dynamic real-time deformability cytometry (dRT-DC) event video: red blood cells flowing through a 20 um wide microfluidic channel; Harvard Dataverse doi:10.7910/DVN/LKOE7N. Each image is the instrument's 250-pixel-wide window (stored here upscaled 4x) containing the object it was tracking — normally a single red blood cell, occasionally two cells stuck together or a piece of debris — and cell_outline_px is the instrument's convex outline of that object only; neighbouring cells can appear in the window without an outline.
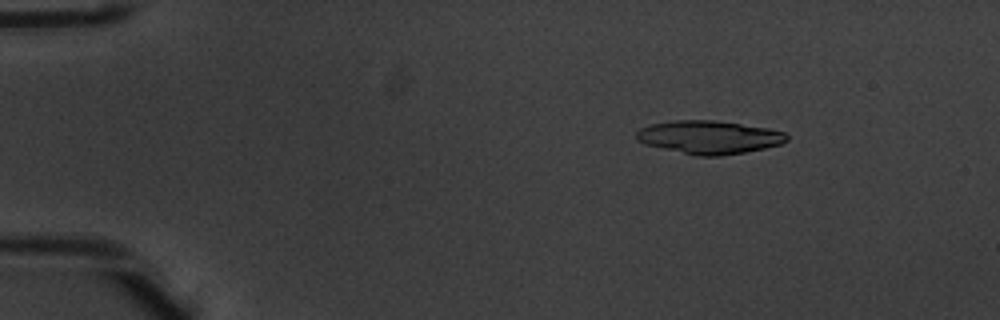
{"species": "common noctule bat (a hibernating species)", "species_latin": "Nyctalus noctula", "temperature_condition": "warm", "stored_images_in_passage": 6, "camera_frame_rate_fps": 3000, "um_per_image_px": 0.085, "animal": {"sex": "male", "body_mass_g": 20.1, "forearm_length_mm": 53.5}, "frame": {"image": 1, "passage_image": 3, "time_ms": 0.667, "image_size_px": [1000, 320], "cell_outline_px": [[788, 140], [780, 144], [764, 148], [744, 152], [720, 156], [696, 156], [644, 144], [636, 140], [636, 132], [640, 128], [652, 124], [676, 120], [712, 120], [768, 128], [784, 132], [788, 136]], "centroid_in_image_um": [60.25, 11.67], "position_along_channel_um": 24.8, "area_um2": 28.96}}